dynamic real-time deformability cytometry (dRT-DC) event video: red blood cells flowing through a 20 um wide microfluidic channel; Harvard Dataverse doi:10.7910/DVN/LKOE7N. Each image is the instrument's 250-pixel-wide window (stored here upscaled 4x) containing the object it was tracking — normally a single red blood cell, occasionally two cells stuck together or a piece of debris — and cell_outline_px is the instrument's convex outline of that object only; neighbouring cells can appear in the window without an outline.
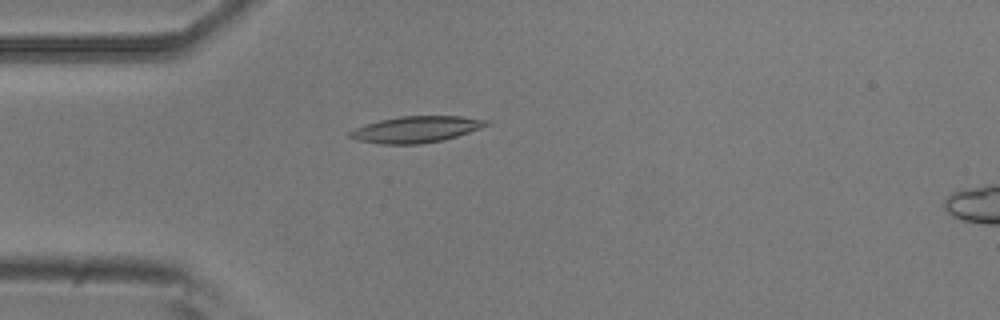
{"species": "common noctule bat (a hibernating species)", "species_latin": "Nyctalus noctula", "temperature_condition": "room temperature", "stored_images_in_passage": 4, "camera_frame_rate_fps": 3000, "um_per_image_px": 0.085, "animal": {"sex": "male", "body_mass_g": 20.5, "forearm_length_mm": 52.5}, "frame": {"image": 1, "passage_image": 3, "time_ms": 3.333, "image_size_px": [1000, 320], "cell_outline_px": [[492, 120], [488, 124], [480, 128], [456, 136], [440, 140], [420, 144], [380, 144], [356, 140], [348, 136], [348, 132], [356, 128], [380, 120], [400, 116], [460, 116]], "centroid_in_image_um": [35.36, 10.99], "position_along_channel_um": 49.6, "area_um2": 20.75}}